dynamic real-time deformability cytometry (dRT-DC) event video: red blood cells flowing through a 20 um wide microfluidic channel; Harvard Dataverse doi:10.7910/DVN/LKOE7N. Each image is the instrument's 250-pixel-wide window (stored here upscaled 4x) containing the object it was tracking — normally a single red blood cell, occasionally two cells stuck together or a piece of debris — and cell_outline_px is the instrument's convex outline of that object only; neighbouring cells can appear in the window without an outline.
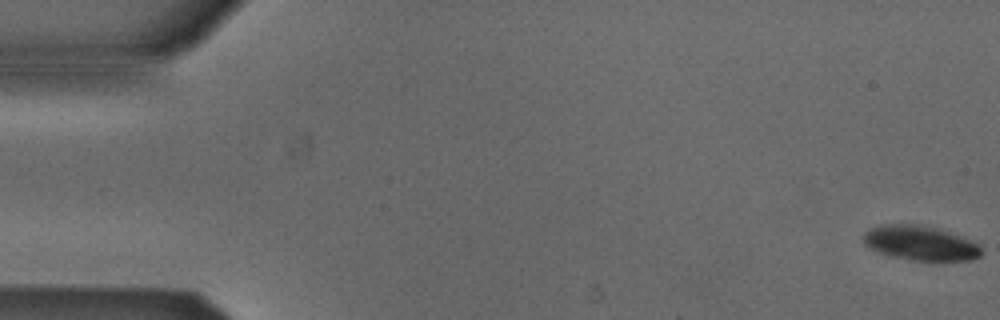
{"species": "Egyptian fruit bat (a non-hibernating species)", "species_latin": "Rousettus aegyptiacus", "temperature_condition": "cold", "stored_images_in_passage": 53, "camera_frame_rate_fps": 3000, "um_per_image_px": 0.085, "animal": {"sex": "male"}, "frame": {"image": 1, "passage_image": 1, "time_ms": 0.0, "image_size_px": [1000, 320], "cell_outline_px": [[980, 256], [972, 260], [944, 264], [912, 260], [888, 256], [868, 248], [864, 244], [864, 232], [872, 228], [892, 224], [912, 224], [932, 228], [948, 232], [980, 244]], "centroid_in_image_um": [78.26, 20.74], "position_along_channel_um": 6.7, "area_um2": 24.16}}
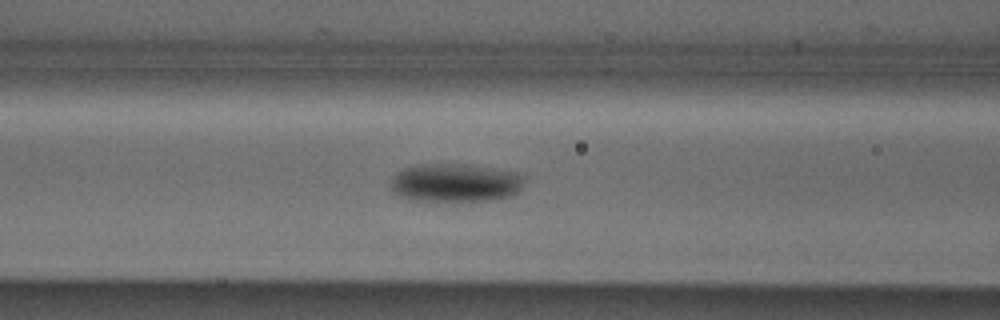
{"frame": {"image": 2, "passage_image": 22, "time_ms": 7.0, "image_size_px": [1000, 320], "cell_outline_px": [[524, 180], [520, 192], [512, 196], [496, 200], [412, 200], [400, 196], [392, 192], [392, 176], [396, 172], [404, 168], [416, 164], [468, 164], [516, 172], [524, 176]], "centroid_in_image_um": [38.72, 15.52], "position_along_channel_um": 127.9, "area_um2": 30.06}}
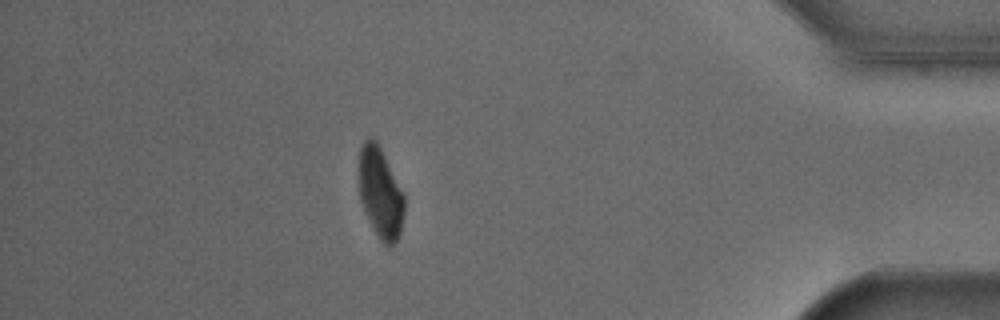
{"frame": {"image": 3, "passage_image": 47, "time_ms": 15.333, "image_size_px": [1000, 320], "cell_outline_px": [[404, 212], [400, 236], [388, 248], [380, 240], [364, 212], [360, 200], [360, 148], [364, 140], [372, 136], [376, 140], [404, 192]], "centroid_in_image_um": [32.35, 16.41], "position_along_channel_um": 402.8, "area_um2": 23.93}, "authors_computed_cell_mechanics": {"area_um2": 26.299, "velocity_mm_per_s": 3.8679, "shape_relaxation_time_tau1_ms": 7.8023, "shape_relaxation_time_tau2_ms": null, "deformation_change_tau1": 0.1802, "deformation_change_tau2": null}}